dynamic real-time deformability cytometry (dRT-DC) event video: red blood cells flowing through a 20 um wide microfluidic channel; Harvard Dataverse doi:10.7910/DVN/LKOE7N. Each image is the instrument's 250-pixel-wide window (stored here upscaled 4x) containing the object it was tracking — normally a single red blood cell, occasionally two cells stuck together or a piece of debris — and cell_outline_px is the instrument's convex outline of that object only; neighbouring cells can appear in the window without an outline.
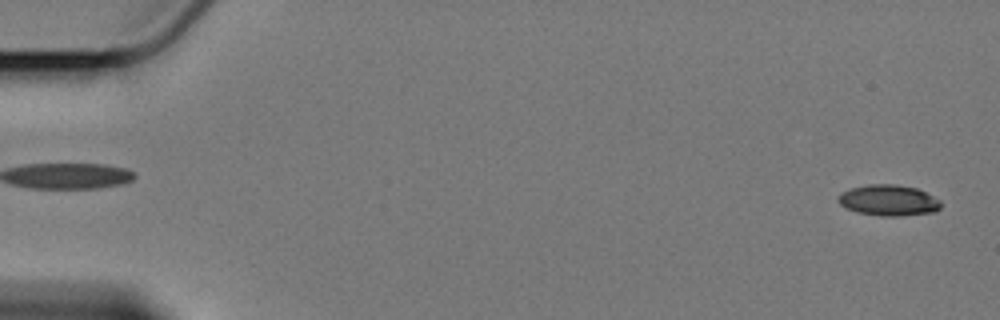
{"species": "Egyptian fruit bat (a non-hibernating species)", "species_latin": "Rousettus aegyptiacus", "temperature_condition": "cold", "stored_images_in_passage": 59, "camera_frame_rate_fps": 3000, "um_per_image_px": 0.085, "animal": {"sex": "female"}, "frame": {"image": 1, "passage_image": 2, "time_ms": 0.333, "image_size_px": [1000, 320], "cell_outline_px": [[940, 208], [936, 212], [900, 216], [880, 216], [856, 212], [844, 208], [836, 200], [844, 192], [852, 188], [868, 184], [896, 184], [916, 188], [940, 200]], "centroid_in_image_um": [75.52, 17.04], "position_along_channel_um": 9.5, "area_um2": 18.5}}
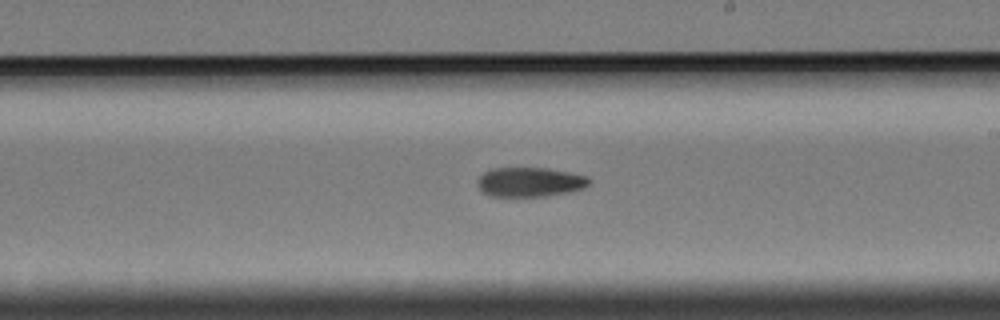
{"frame": {"image": 2, "passage_image": 35, "time_ms": 11.333, "image_size_px": [1000, 320], "cell_outline_px": [[592, 180], [584, 188], [568, 192], [544, 196], [488, 196], [476, 184], [476, 180], [484, 172], [492, 168], [548, 168], [588, 176]], "centroid_in_image_um": [45.03, 15.47], "position_along_channel_um": 244.0, "area_um2": 19.19}}
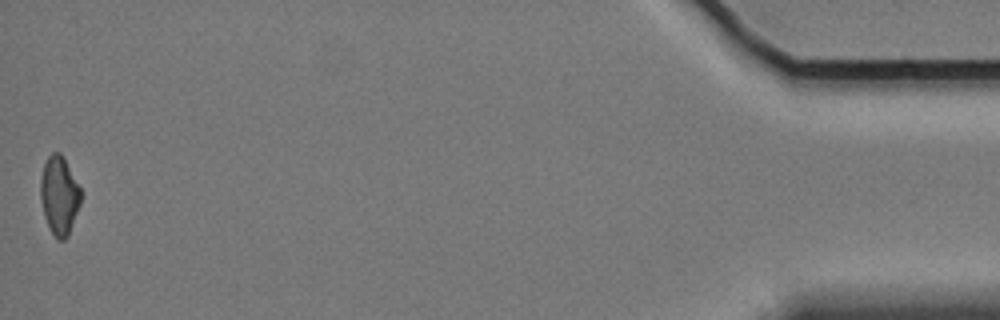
{"frame": {"image": 3, "passage_image": 59, "time_ms": 19.333, "image_size_px": [1000, 320], "cell_outline_px": [[80, 204], [68, 236], [64, 240], [56, 240], [44, 216], [40, 200], [40, 180], [44, 164], [48, 156], [52, 152], [60, 152], [80, 188]], "centroid_in_image_um": [5.01, 16.63], "position_along_channel_um": 430.2, "area_um2": 18.21}, "authors_computed_cell_mechanics": {"area_um2": 19.3052, "velocity_mm_per_s": 3.4174, "shape_relaxation_time_tau1_ms": 6.2142, "shape_relaxation_time_tau2_ms": null, "deformation_change_tau1": 0.1576, "deformation_change_tau2": null}}